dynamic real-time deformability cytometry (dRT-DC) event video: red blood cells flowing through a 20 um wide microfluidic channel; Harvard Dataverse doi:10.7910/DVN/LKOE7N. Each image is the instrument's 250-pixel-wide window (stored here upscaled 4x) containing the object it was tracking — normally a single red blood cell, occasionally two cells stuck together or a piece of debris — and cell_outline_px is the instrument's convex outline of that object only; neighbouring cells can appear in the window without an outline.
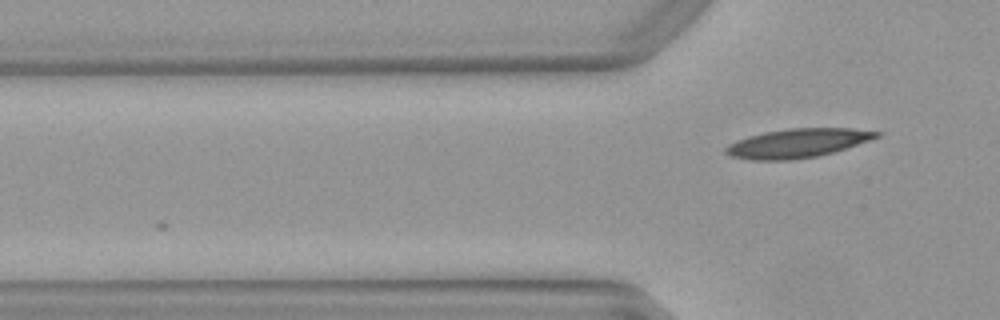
{"species": "Egyptian fruit bat (a non-hibernating species)", "species_latin": "Rousettus aegyptiacus", "temperature_condition": "warm", "stored_images_in_passage": 6, "camera_frame_rate_fps": 3000, "um_per_image_px": 0.085, "animal": {"sex": "female"}, "frame": {"image": 1, "passage_image": 6, "time_ms": 1.667, "image_size_px": [1000, 320], "cell_outline_px": [[880, 136], [832, 152], [816, 156], [792, 160], [752, 160], [732, 156], [724, 152], [724, 148], [728, 144], [736, 140], [748, 136], [764, 132], [788, 128], [852, 128], [880, 132]], "centroid_in_image_um": [67.73, 12.16], "position_along_channel_um": 58.1, "area_um2": 25.2}}